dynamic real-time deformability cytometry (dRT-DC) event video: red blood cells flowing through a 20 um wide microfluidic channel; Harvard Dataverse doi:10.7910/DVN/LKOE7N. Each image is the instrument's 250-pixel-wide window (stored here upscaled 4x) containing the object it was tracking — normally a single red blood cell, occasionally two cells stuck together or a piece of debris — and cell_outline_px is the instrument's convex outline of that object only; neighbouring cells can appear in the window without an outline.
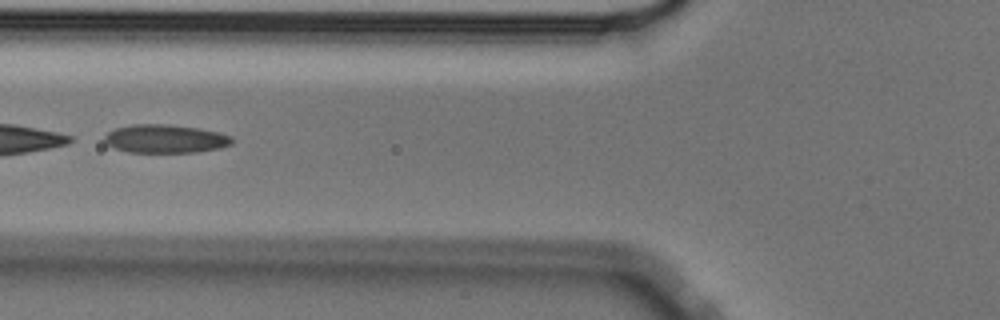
{"species": "Egyptian fruit bat (a non-hibernating species)", "species_latin": "Rousettus aegyptiacus", "temperature_condition": "cold", "stored_images_in_passage": 48, "camera_frame_rate_fps": 3000, "um_per_image_px": 0.085, "animal": {"sex": "male"}, "frame": {"image": 1, "passage_image": 15, "time_ms": 4.667, "image_size_px": [1000, 320], "cell_outline_px": [[232, 144], [220, 148], [196, 152], [128, 152], [116, 148], [108, 144], [104, 140], [104, 136], [108, 132], [116, 128], [132, 124], [168, 124], [200, 128], [220, 132], [232, 136]], "centroid_in_image_um": [14.08, 11.79], "position_along_channel_um": 111.7, "area_um2": 21.15}}
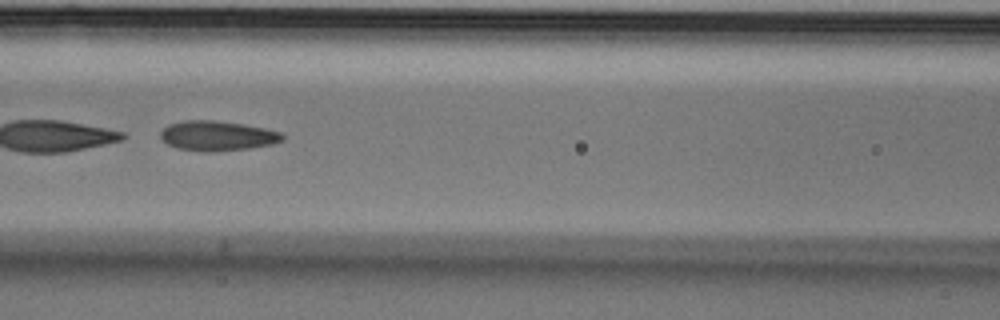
{"frame": {"image": 2, "passage_image": 18, "time_ms": 5.667, "image_size_px": [1000, 320], "cell_outline_px": [[284, 140], [272, 144], [252, 148], [212, 152], [208, 152], [176, 148], [160, 140], [160, 132], [168, 124], [184, 120], [216, 120], [244, 124], [264, 128], [280, 132], [284, 136]], "centroid_in_image_um": [18.45, 11.54], "position_along_channel_um": 148.1, "area_um2": 21.44}}
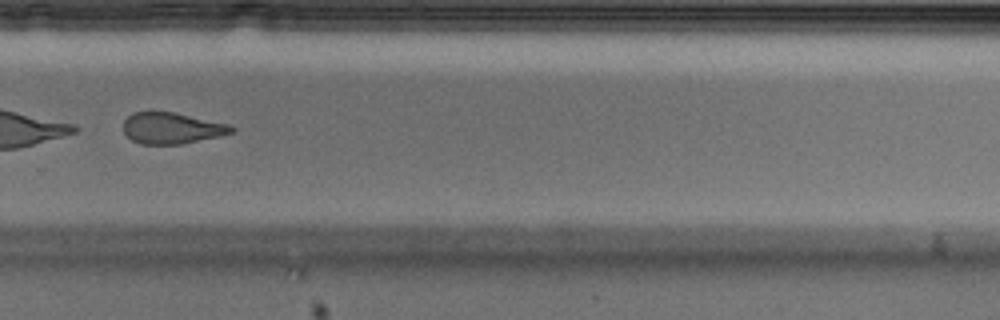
{"frame": {"image": 3, "passage_image": 32, "time_ms": 10.333, "image_size_px": [1000, 320], "cell_outline_px": [[236, 132], [224, 136], [180, 144], [140, 144], [132, 140], [124, 132], [124, 120], [132, 112], [172, 112], [228, 124], [236, 128]], "centroid_in_image_um": [14.64, 10.91], "position_along_channel_um": 315.2, "area_um2": 19.71}, "authors_computed_cell_mechanics": {"area_um2": 21.9351, "velocity_mm_per_s": 3.5957, "shape_relaxation_time_tau1_ms": 11.2479, "shape_relaxation_time_tau2_ms": 3.1429, "deformation_change_tau1": 0.187, "deformation_change_tau2": 0.1157}}